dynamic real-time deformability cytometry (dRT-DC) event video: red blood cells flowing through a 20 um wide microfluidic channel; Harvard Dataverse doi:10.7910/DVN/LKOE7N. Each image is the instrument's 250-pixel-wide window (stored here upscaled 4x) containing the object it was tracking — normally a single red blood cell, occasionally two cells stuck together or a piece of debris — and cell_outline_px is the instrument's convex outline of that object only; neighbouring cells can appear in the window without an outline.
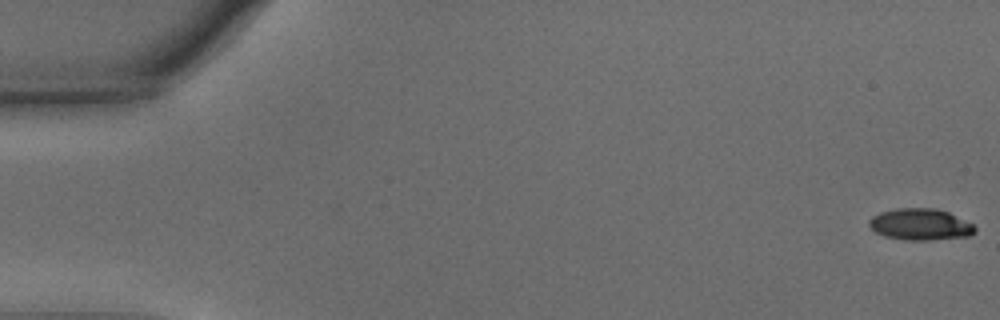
{"species": "common noctule bat (a hibernating species)", "species_latin": "Nyctalus noctula", "temperature_condition": "warm", "stored_images_in_passage": 55, "camera_frame_rate_fps": 3000, "um_per_image_px": 0.085, "animal": {"sex": "male", "body_mass_g": 15.6}, "frame": {"image": 1, "passage_image": 1, "time_ms": 0.0, "image_size_px": [1000, 320], "cell_outline_px": [[976, 232], [968, 236], [928, 240], [904, 240], [884, 236], [876, 232], [868, 224], [868, 220], [872, 216], [880, 212], [896, 208], [936, 208], [948, 212], [972, 224], [976, 228]], "centroid_in_image_um": [78.2, 19.07], "position_along_channel_um": 6.8, "area_um2": 19.42}}
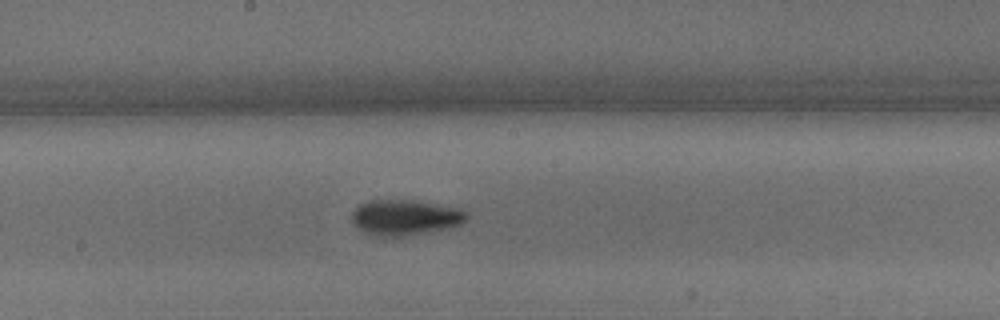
{"frame": {"image": 2, "passage_image": 30, "time_ms": 9.667, "image_size_px": [1000, 320], "cell_outline_px": [[468, 220], [460, 224], [444, 228], [388, 240], [372, 236], [356, 228], [352, 224], [352, 212], [360, 204], [368, 200], [408, 200], [460, 208], [468, 212]], "centroid_in_image_um": [34.37, 18.52], "position_along_channel_um": 213.8, "area_um2": 24.22}}
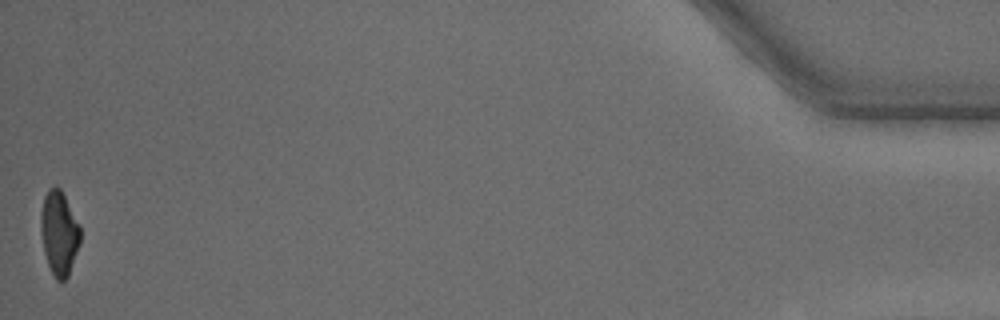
{"frame": {"image": 3, "passage_image": 55, "time_ms": 18.0, "image_size_px": [1000, 320], "cell_outline_px": [[80, 244], [68, 276], [64, 280], [56, 280], [48, 264], [44, 252], [40, 232], [40, 212], [44, 196], [48, 188], [56, 184], [60, 188], [80, 224]], "centroid_in_image_um": [5.02, 19.76], "position_along_channel_um": 430.2, "area_um2": 19.59}, "authors_computed_cell_mechanics": {"area_um2": 20.6924, "velocity_mm_per_s": 3.7198, "shape_relaxation_time_tau1_ms": 3.6855, "shape_relaxation_time_tau2_ms": 2.8099, "deformation_change_tau1": 0.1746, "deformation_change_tau2": 0.0953}}